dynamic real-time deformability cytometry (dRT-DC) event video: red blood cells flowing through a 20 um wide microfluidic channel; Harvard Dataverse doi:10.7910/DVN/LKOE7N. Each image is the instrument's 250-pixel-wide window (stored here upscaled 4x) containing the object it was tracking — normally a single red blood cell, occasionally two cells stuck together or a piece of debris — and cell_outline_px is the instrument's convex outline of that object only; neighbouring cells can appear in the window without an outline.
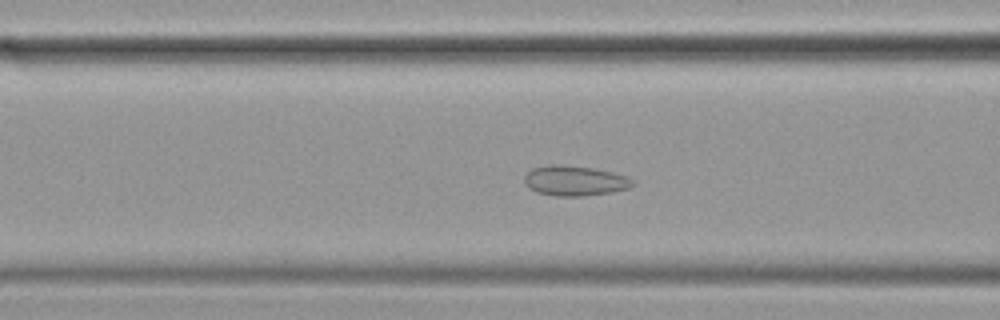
{"species": "common noctule bat (a hibernating species)", "species_latin": "Nyctalus noctula", "temperature_condition": "cold", "stored_images_in_passage": 59, "camera_frame_rate_fps": 3000, "um_per_image_px": 0.085, "animal": {"sex": "female", "body_mass_g": 19.9}, "frame": {"image": 1, "passage_image": 23, "time_ms": 7.333, "image_size_px": [1000, 320], "cell_outline_px": [[636, 184], [628, 188], [612, 192], [580, 196], [556, 196], [536, 192], [528, 188], [524, 184], [524, 176], [532, 168], [552, 164], [560, 164], [592, 168], [612, 172], [628, 176]], "centroid_in_image_um": [48.83, 15.36], "position_along_channel_um": 117.8, "area_um2": 19.07}}
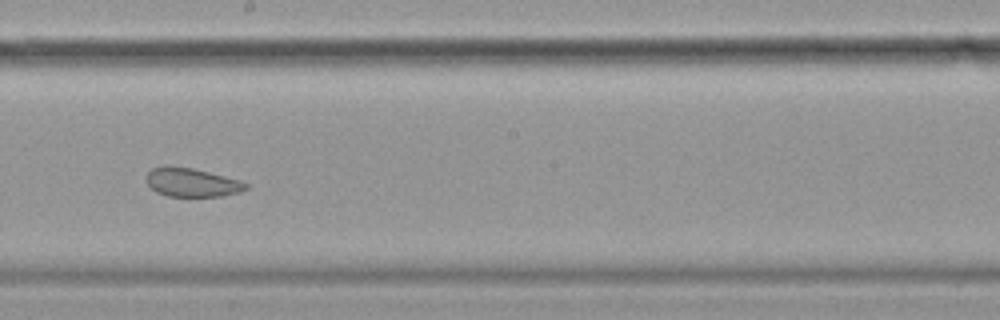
{"frame": {"image": 2, "passage_image": 33, "time_ms": 10.667, "image_size_px": [1000, 320], "cell_outline_px": [[248, 188], [240, 192], [220, 196], [168, 196], [156, 192], [148, 184], [148, 172], [152, 168], [168, 164], [192, 168], [240, 180], [248, 184]], "centroid_in_image_um": [16.3, 15.49], "position_along_channel_um": 231.9, "area_um2": 16.59}}
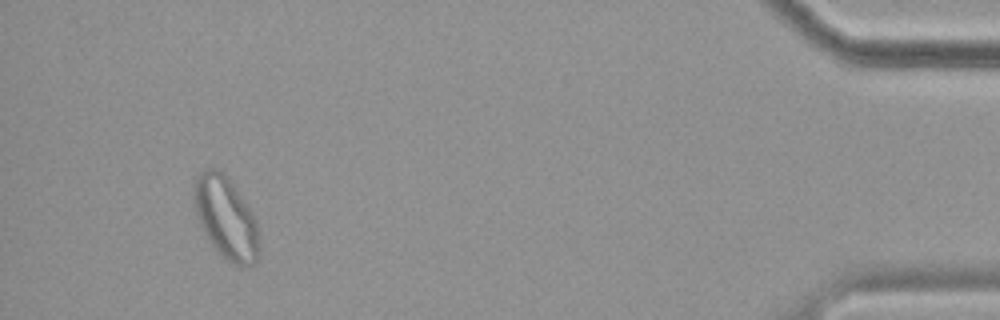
{"frame": {"image": 3, "passage_image": 55, "time_ms": 18.0, "image_size_px": [1000, 320], "cell_outline_px": [[260, 248], [256, 260], [252, 264], [240, 268], [232, 264], [216, 252], [200, 224], [196, 212], [196, 176], [200, 172], [208, 168], [216, 168], [228, 176], [244, 200], [256, 220]], "centroid_in_image_um": [19.24, 18.56], "position_along_channel_um": 416.0, "area_um2": 30.81}, "authors_computed_cell_mechanics": {"area_um2": 23.3512, "velocity_mm_per_s": 3.4326, "shape_relaxation_time_tau1_ms": null, "shape_relaxation_time_tau2_ms": 1.2922, "deformation_change_tau1": null, "deformation_change_tau2": 0.079}}